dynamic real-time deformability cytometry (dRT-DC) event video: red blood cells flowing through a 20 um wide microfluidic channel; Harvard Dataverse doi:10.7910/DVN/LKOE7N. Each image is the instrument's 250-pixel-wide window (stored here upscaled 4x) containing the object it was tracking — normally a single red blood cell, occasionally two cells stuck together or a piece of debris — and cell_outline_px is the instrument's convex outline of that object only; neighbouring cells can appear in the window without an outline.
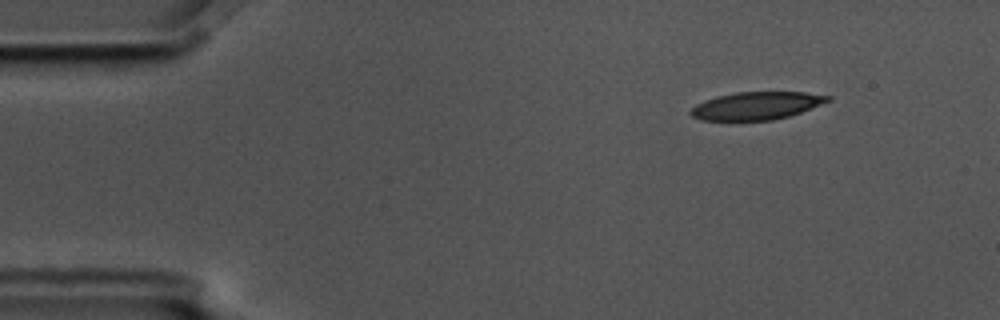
{"species": "common noctule bat (a hibernating species)", "species_latin": "Nyctalus noctula", "temperature_condition": "cold", "stored_images_in_passage": 10, "camera_frame_rate_fps": 3000, "um_per_image_px": 0.085, "animal": {"sex": "male", "body_mass_g": 17.5, "forearm_length_mm": 52.3}, "frame": {"image": 1, "passage_image": 1, "time_ms": 0.0, "image_size_px": [1000, 320], "cell_outline_px": [[832, 100], [800, 112], [788, 116], [772, 120], [700, 120], [692, 116], [688, 112], [696, 104], [704, 100], [716, 96], [736, 92], [804, 92], [832, 96]], "centroid_in_image_um": [64.28, 8.98], "position_along_channel_um": 20.7, "area_um2": 22.14}}
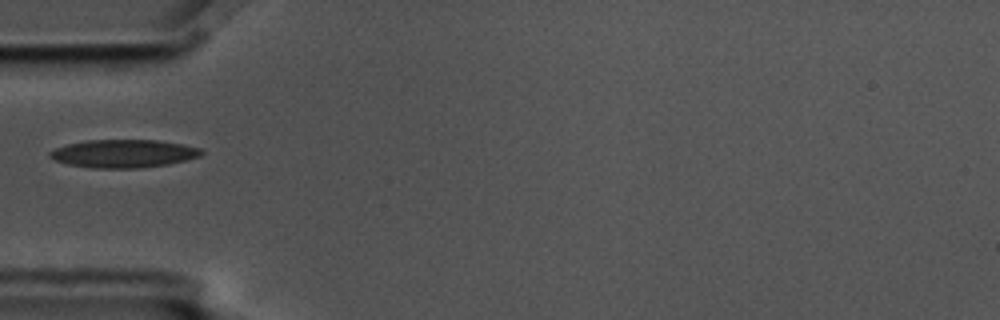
{"frame": {"image": 2, "passage_image": 4, "time_ms": 1.0, "image_size_px": [1000, 320], "cell_outline_px": [[204, 152], [200, 156], [168, 164], [140, 168], [92, 168], [68, 164], [56, 160], [48, 156], [48, 152], [56, 148], [68, 144], [88, 140], [156, 140], [184, 144], [200, 148]], "centroid_in_image_um": [10.51, 13.05], "position_along_channel_um": 74.5, "area_um2": 24.68}}
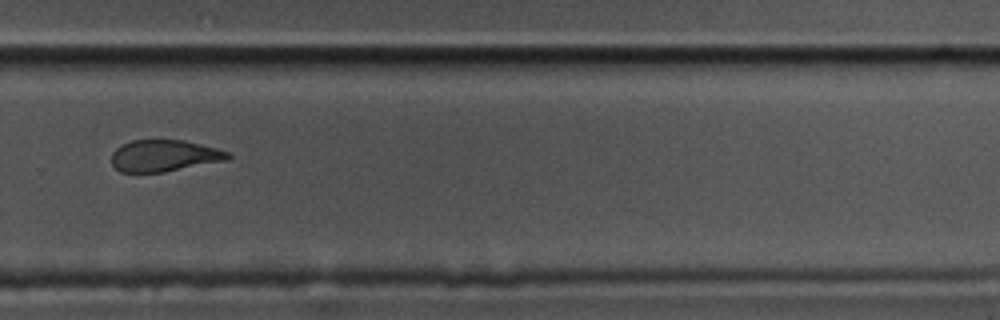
{"frame": {"image": 3, "passage_image": 10, "time_ms": 3.0, "image_size_px": [1000, 320], "cell_outline_px": [[232, 156], [228, 160], [164, 172], [120, 172], [112, 164], [112, 152], [116, 148], [132, 140], [184, 140], [232, 152]], "centroid_in_image_um": [14.0, 13.24], "position_along_channel_um": 315.8, "area_um2": 21.5}}